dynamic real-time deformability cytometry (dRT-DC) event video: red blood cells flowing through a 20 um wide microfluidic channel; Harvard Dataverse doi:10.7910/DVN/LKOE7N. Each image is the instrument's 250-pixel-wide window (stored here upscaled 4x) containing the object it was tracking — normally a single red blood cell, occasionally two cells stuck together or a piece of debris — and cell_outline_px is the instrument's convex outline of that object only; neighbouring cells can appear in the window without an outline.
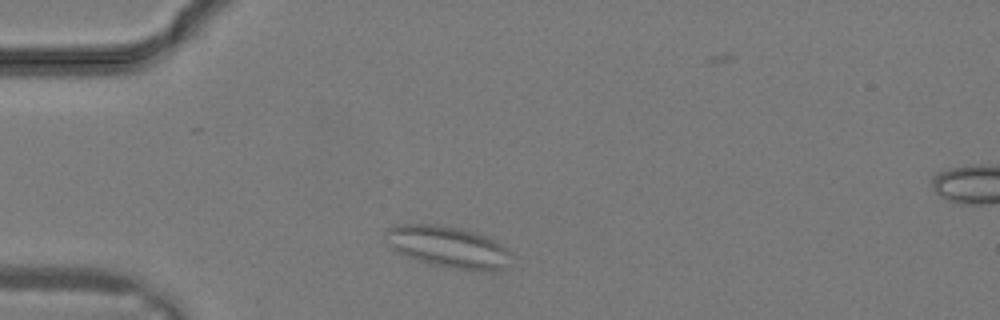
{"species": "common noctule bat (a hibernating species)", "species_latin": "Nyctalus noctula", "temperature_condition": "warm", "stored_images_in_passage": 26, "segment_of_instrument_passage": [1, 2], "camera_frame_rate_fps": 3000, "um_per_image_px": 0.085, "animal": {"sex": "male", "body_mass_g": 19.2, "forearm_length_mm": 51.8}, "frame": {"image": 1, "passage_image": 3, "time_ms": 0.667, "image_size_px": [1000, 320], "cell_outline_px": [[512, 252], [504, 268], [484, 272], [480, 272], [448, 268], [416, 260], [396, 252], [388, 244], [384, 232], [388, 228], [396, 224], [432, 224], [456, 228], [488, 236], [496, 240], [508, 248]], "centroid_in_image_um": [38.09, 21.0], "position_along_channel_um": 46.9, "area_um2": 30.63}}